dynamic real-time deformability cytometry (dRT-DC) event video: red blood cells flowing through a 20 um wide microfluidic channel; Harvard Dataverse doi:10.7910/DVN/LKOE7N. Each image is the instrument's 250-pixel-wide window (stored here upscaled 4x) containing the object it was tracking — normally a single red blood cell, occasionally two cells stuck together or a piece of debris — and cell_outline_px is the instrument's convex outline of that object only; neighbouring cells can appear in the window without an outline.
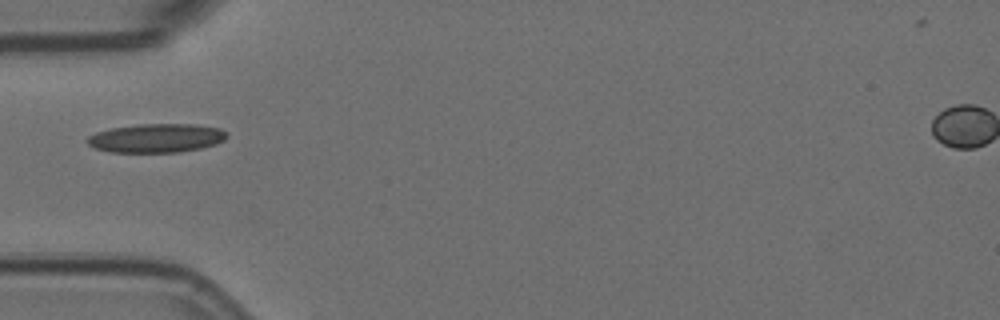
{"species": "Egyptian fruit bat (a non-hibernating species)", "species_latin": "Rousettus aegyptiacus", "temperature_condition": "room temperature", "stored_images_in_passage": 2, "camera_frame_rate_fps": 3000, "um_per_image_px": 0.085, "animal": {"sex": "female"}, "frame": {"image": 1, "passage_image": 2, "time_ms": 0.333, "image_size_px": [1000, 320], "cell_outline_px": [[228, 136], [224, 140], [216, 144], [200, 148], [180, 152], [112, 152], [96, 148], [88, 144], [84, 140], [88, 136], [96, 132], [112, 128], [140, 124], [196, 124], [220, 128], [228, 132]], "centroid_in_image_um": [13.32, 11.73], "position_along_channel_um": 71.7, "area_um2": 23.52}}